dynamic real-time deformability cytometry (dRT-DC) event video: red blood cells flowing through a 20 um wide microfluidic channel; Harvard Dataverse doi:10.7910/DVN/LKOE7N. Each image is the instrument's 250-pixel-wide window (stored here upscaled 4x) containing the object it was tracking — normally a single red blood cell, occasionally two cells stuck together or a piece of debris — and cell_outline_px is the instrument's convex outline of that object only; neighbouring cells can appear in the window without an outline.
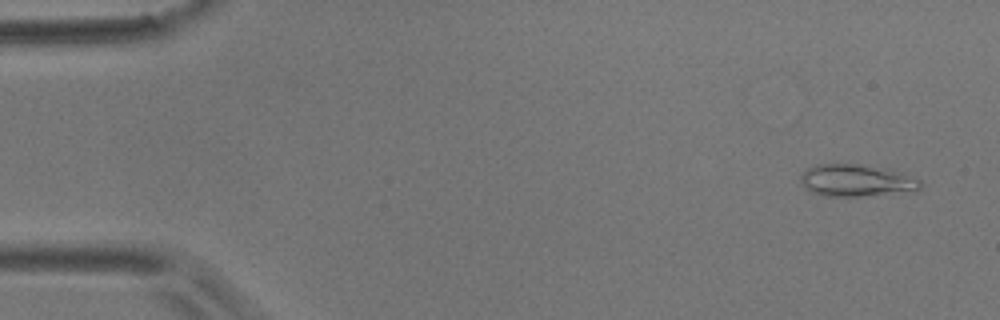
{"species": "common noctule bat (a hibernating species)", "species_latin": "Nyctalus noctula", "temperature_condition": "room temperature", "stored_images_in_passage": 55, "camera_frame_rate_fps": 3000, "um_per_image_px": 0.085, "animal": {"sex": "male", "body_mass_g": 17.9}, "frame": {"image": 1, "passage_image": 2, "time_ms": 0.333, "image_size_px": [1000, 320], "cell_outline_px": [[924, 184], [916, 192], [860, 196], [824, 196], [812, 192], [800, 180], [800, 176], [808, 168], [816, 164], [860, 164], [904, 172], [920, 180]], "centroid_in_image_um": [72.89, 15.35], "position_along_channel_um": 12.1, "area_um2": 22.6}}
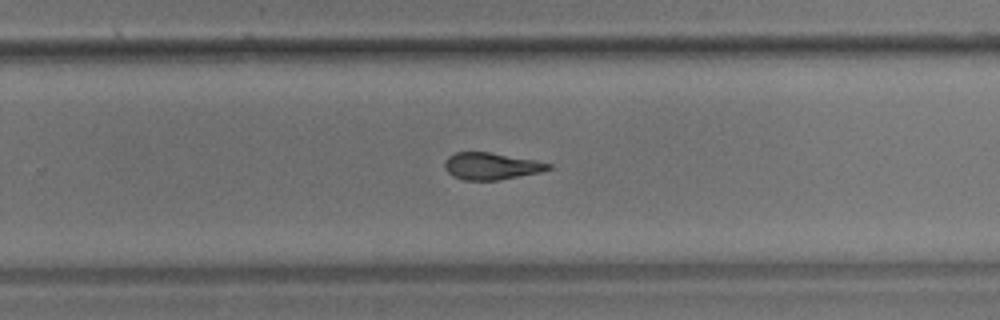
{"frame": {"image": 2, "passage_image": 35, "time_ms": 11.333, "image_size_px": [1000, 320], "cell_outline_px": [[552, 168], [540, 172], [496, 180], [464, 180], [452, 176], [444, 168], [444, 160], [448, 156], [456, 152], [488, 152], [536, 160], [552, 164]], "centroid_in_image_um": [41.72, 14.11], "position_along_channel_um": 288.1, "area_um2": 16.24}}
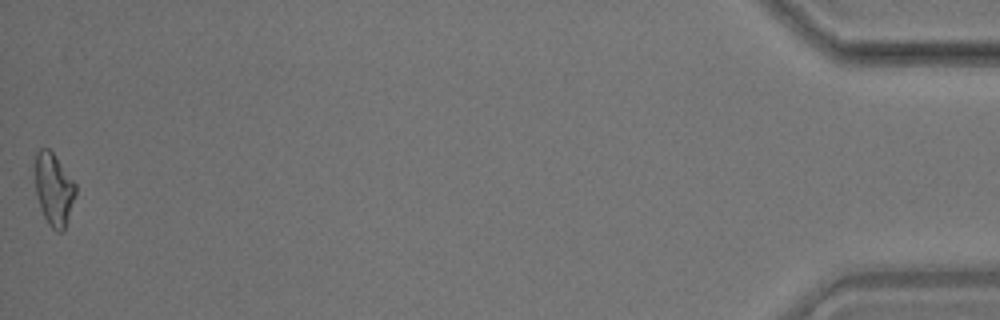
{"frame": {"image": 3, "passage_image": 55, "time_ms": 18.0, "image_size_px": [1000, 320], "cell_outline_px": [[76, 196], [64, 228], [60, 232], [56, 232], [48, 224], [40, 208], [36, 196], [36, 152], [40, 148], [48, 148], [52, 152], [76, 184]], "centroid_in_image_um": [4.58, 16.1], "position_along_channel_um": 430.6, "area_um2": 16.88}, "authors_computed_cell_mechanics": {"area_um2": 17.2822, "velocity_mm_per_s": 3.5573, "shape_relaxation_time_tau1_ms": 9.257, "shape_relaxation_time_tau2_ms": 3.0141, "deformation_change_tau1": 0.2113, "deformation_change_tau2": 0.122}}